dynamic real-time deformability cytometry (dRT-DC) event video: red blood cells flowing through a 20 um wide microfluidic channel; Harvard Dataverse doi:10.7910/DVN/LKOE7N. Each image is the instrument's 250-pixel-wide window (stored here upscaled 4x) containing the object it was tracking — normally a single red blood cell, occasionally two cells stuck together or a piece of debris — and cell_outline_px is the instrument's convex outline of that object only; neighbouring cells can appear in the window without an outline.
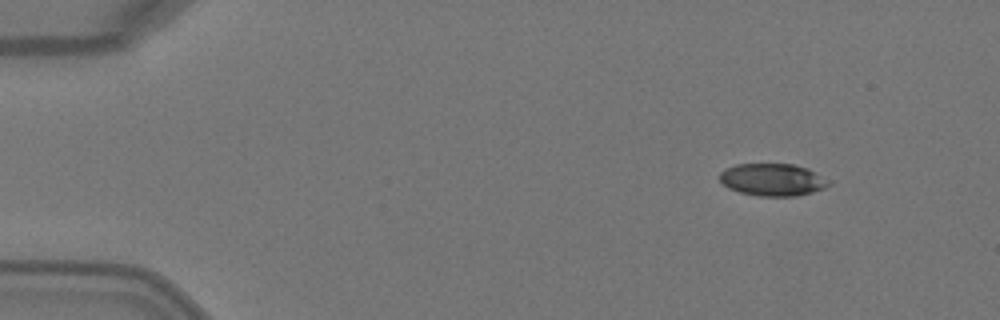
{"species": "Egyptian fruit bat (a non-hibernating species)", "species_latin": "Rousettus aegyptiacus", "temperature_condition": "warm", "stored_images_in_passage": 3, "camera_frame_rate_fps": 3000, "um_per_image_px": 0.085, "animal": {"sex": "female"}, "frame": {"image": 1, "passage_image": 1, "time_ms": 0.0, "image_size_px": [1000, 320], "cell_outline_px": [[832, 184], [824, 188], [812, 192], [796, 196], [760, 196], [740, 192], [728, 188], [720, 180], [720, 172], [736, 164], [792, 164], [808, 168], [828, 180]], "centroid_in_image_um": [65.68, 15.28], "position_along_channel_um": 19.3, "area_um2": 20.4}}